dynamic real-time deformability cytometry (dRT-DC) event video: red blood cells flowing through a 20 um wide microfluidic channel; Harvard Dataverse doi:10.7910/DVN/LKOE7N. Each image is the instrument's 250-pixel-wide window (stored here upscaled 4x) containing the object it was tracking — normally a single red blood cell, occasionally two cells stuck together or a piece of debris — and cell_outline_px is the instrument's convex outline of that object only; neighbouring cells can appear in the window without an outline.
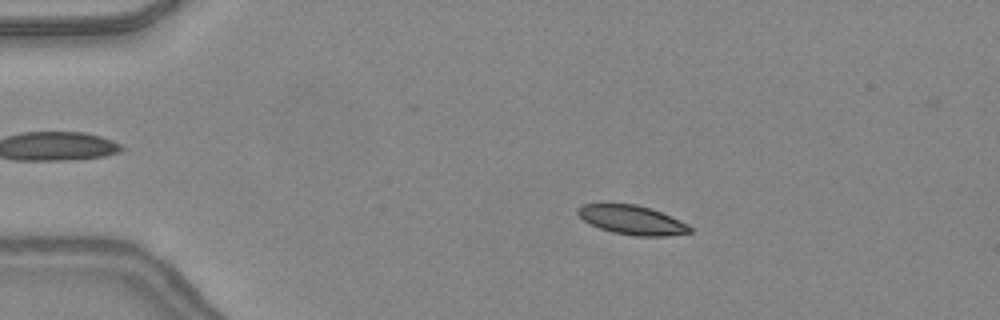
{"species": "common noctule bat (a hibernating species)", "species_latin": "Nyctalus noctula", "temperature_condition": "warm", "stored_images_in_passage": 47, "camera_frame_rate_fps": 3000, "um_per_image_px": 0.085, "animal": {"sex": "female", "body_mass_g": 24.6, "forearm_length_mm": 56.2}, "frame": {"image": 1, "passage_image": 9, "time_ms": 2.667, "image_size_px": [1000, 320], "cell_outline_px": [[692, 232], [668, 236], [636, 236], [612, 232], [600, 228], [584, 220], [576, 212], [576, 208], [584, 204], [636, 204], [652, 208], [680, 220], [688, 224], [692, 228]], "centroid_in_image_um": [53.76, 18.7], "position_along_channel_um": 31.2, "area_um2": 19.02}}
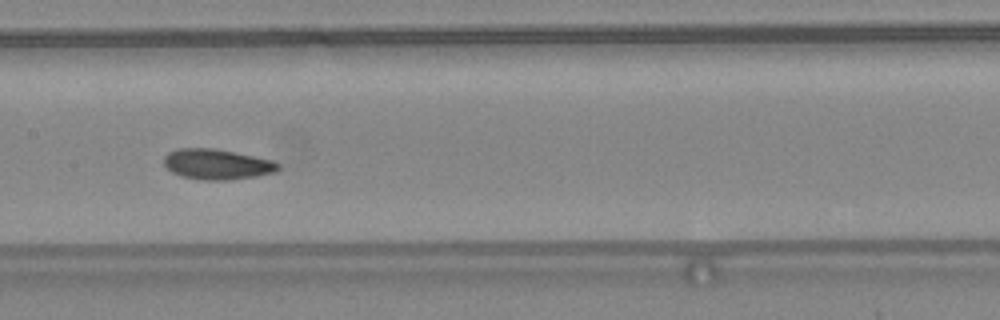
{"frame": {"image": 2, "passage_image": 24, "time_ms": 7.667, "image_size_px": [1000, 320], "cell_outline_px": [[280, 168], [276, 172], [256, 176], [228, 180], [200, 180], [180, 176], [172, 172], [164, 164], [164, 156], [168, 152], [180, 148], [212, 148], [272, 160], [280, 164]], "centroid_in_image_um": [18.43, 13.97], "position_along_channel_um": 189.0, "area_um2": 20.17}}
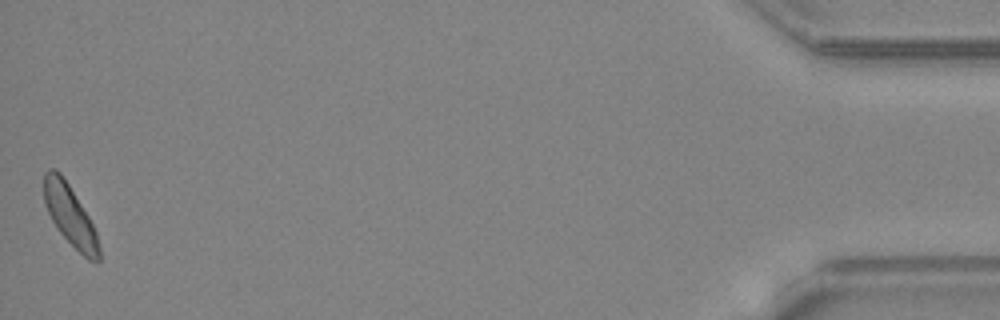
{"frame": {"image": 3, "passage_image": 47, "time_ms": 15.333, "image_size_px": [1000, 320], "cell_outline_px": [[100, 260], [96, 264], [88, 260], [60, 232], [52, 220], [44, 204], [44, 172], [48, 168], [56, 168], [60, 172], [68, 184], [88, 216], [96, 232], [100, 248]], "centroid_in_image_um": [5.95, 18.31], "position_along_channel_um": 429.2, "area_um2": 19.19}, "authors_computed_cell_mechanics": {"area_um2": 19.3052, "velocity_mm_per_s": 4.3582, "shape_relaxation_time_tau1_ms": 3.8731, "shape_relaxation_time_tau2_ms": 7.2062, "deformation_change_tau1": 0.0952, "deformation_change_tau2": 0.1449}}